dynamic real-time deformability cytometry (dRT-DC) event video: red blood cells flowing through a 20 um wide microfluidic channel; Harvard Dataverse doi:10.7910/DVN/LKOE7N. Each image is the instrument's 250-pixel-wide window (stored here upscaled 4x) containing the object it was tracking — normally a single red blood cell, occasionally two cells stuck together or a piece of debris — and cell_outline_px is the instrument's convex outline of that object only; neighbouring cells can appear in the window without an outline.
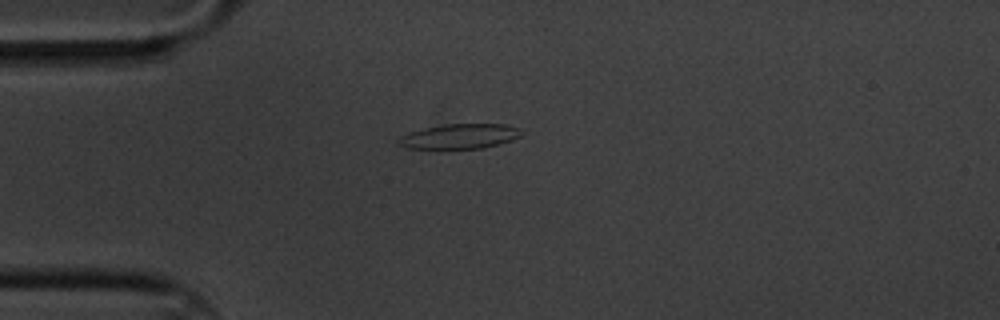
{"species": "common noctule bat (a hibernating species)", "species_latin": "Nyctalus noctula", "temperature_condition": "cold", "stored_images_in_passage": 5, "camera_frame_rate_fps": 3000, "um_per_image_px": 0.085, "animal": {"sex": "male", "body_mass_g": 20.1, "forearm_length_mm": 53.5}, "frame": {"image": 1, "passage_image": 2, "time_ms": 0.333, "image_size_px": [1000, 320], "cell_outline_px": [[520, 136], [512, 140], [484, 148], [444, 152], [404, 148], [396, 144], [400, 136], [408, 132], [424, 128], [444, 124], [508, 124], [520, 128]], "centroid_in_image_um": [38.96, 11.65], "position_along_channel_um": 46.0, "area_um2": 18.96}}
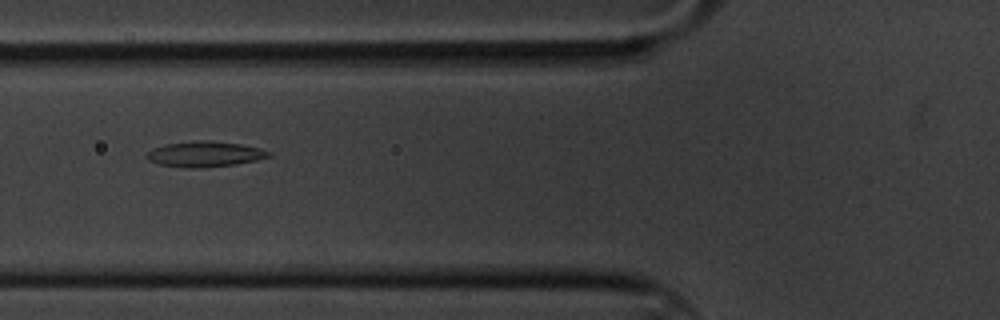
{"frame": {"image": 2, "passage_image": 4, "time_ms": 1.0, "image_size_px": [1000, 320], "cell_outline_px": [[272, 156], [256, 160], [236, 164], [204, 168], [184, 168], [160, 164], [148, 160], [144, 156], [152, 148], [164, 144], [200, 140], [212, 140], [240, 144], [260, 148], [272, 152]], "centroid_in_image_um": [17.41, 13.1], "position_along_channel_um": 108.4, "area_um2": 18.38}}
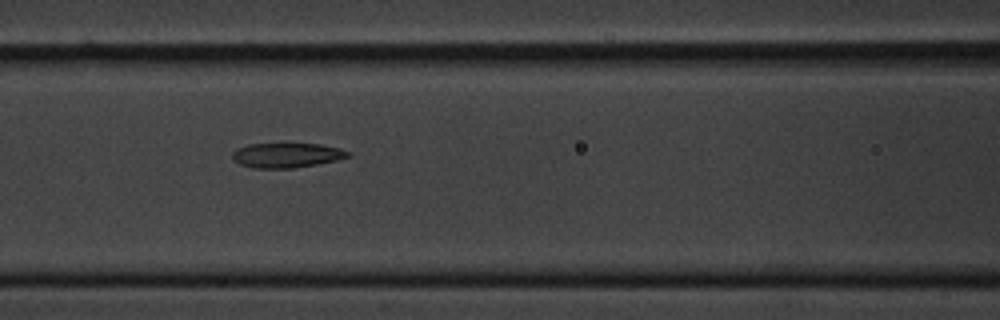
{"frame": {"image": 3, "passage_image": 5, "time_ms": 1.333, "image_size_px": [1000, 320], "cell_outline_px": [[352, 156], [336, 160], [316, 164], [292, 168], [252, 168], [240, 164], [232, 160], [232, 152], [236, 148], [248, 144], [284, 140], [320, 144], [340, 148], [352, 152]], "centroid_in_image_um": [24.35, 13.13], "position_along_channel_um": 142.2, "area_um2": 17.8}}